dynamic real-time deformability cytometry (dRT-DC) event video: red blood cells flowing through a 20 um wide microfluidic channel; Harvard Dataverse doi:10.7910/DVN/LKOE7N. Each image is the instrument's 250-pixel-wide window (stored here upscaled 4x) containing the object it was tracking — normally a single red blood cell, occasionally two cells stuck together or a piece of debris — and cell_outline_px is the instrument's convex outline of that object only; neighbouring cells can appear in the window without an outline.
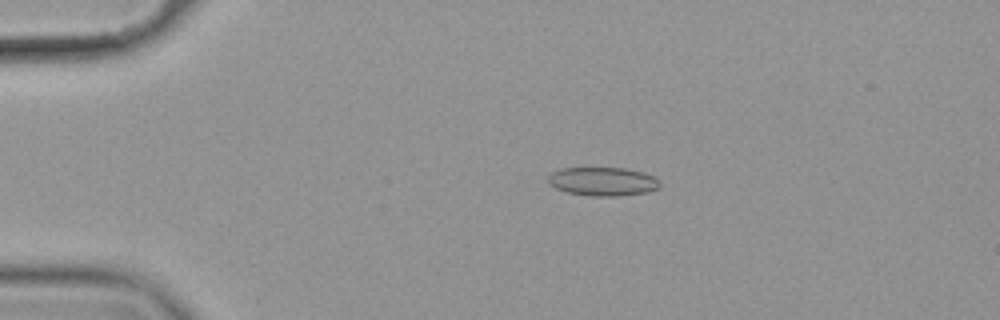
{"species": "common noctule bat (a hibernating species)", "species_latin": "Nyctalus noctula", "temperature_condition": "cold", "stored_images_in_passage": 55, "camera_frame_rate_fps": 3000, "um_per_image_px": 0.085, "animal": {"sex": "female", "body_mass_g": 19.9}, "frame": {"image": 1, "passage_image": 10, "time_ms": 3.0, "image_size_px": [1000, 320], "cell_outline_px": [[660, 188], [648, 192], [616, 196], [588, 196], [568, 192], [556, 188], [548, 184], [548, 176], [552, 172], [560, 168], [624, 168], [644, 172], [656, 176], [660, 180]], "centroid_in_image_um": [51.27, 15.42], "position_along_channel_um": 33.7, "area_um2": 18.9}}
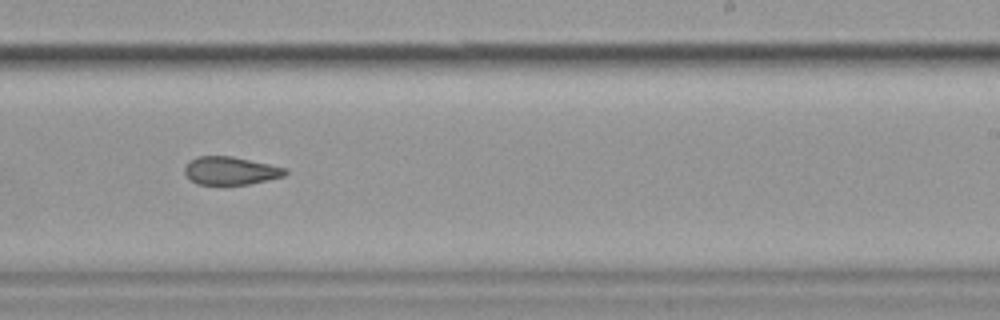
{"frame": {"image": 2, "passage_image": 34, "time_ms": 11.0, "image_size_px": [1000, 320], "cell_outline_px": [[288, 172], [284, 176], [268, 180], [248, 184], [224, 188], [196, 184], [184, 172], [184, 168], [188, 160], [196, 156], [232, 156], [288, 168]], "centroid_in_image_um": [19.57, 14.55], "position_along_channel_um": 269.4, "area_um2": 17.22}}
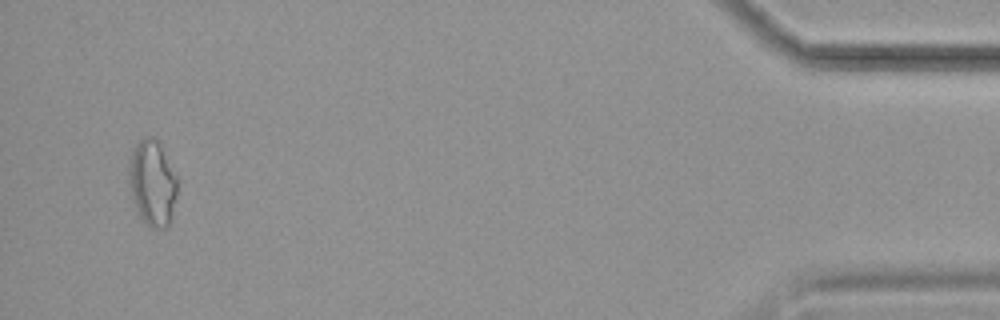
{"frame": {"image": 3, "passage_image": 53, "time_ms": 17.333, "image_size_px": [1000, 320], "cell_outline_px": [[176, 196], [172, 216], [168, 224], [164, 228], [152, 228], [136, 212], [132, 200], [128, 180], [128, 160], [132, 148], [144, 136], [152, 136], [156, 140], [176, 176]], "centroid_in_image_um": [12.9, 15.56], "position_along_channel_um": 422.3, "area_um2": 24.04}, "authors_computed_cell_mechanics": {"area_um2": 18.496, "velocity_mm_per_s": 3.5606, "shape_relaxation_time_tau1_ms": null, "shape_relaxation_time_tau2_ms": 3.9396, "deformation_change_tau1": null, "deformation_change_tau2": 0.1068}}